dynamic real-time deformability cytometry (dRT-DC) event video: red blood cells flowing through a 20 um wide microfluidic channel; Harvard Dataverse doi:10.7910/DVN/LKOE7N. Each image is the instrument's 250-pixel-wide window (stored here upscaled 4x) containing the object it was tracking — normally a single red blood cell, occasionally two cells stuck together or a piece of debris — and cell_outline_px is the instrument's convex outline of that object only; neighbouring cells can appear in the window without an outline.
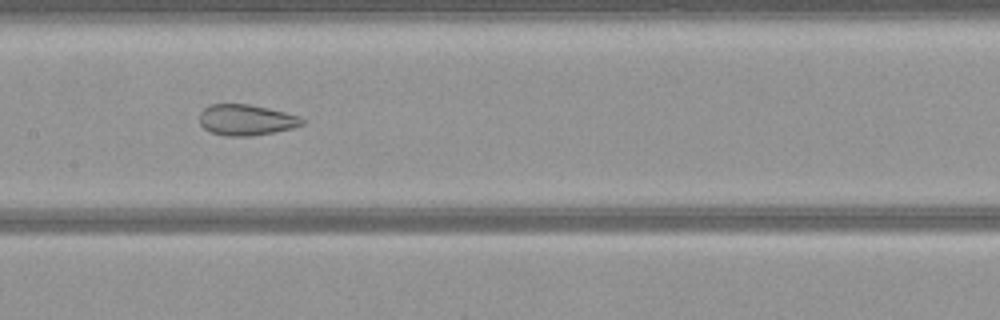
{"species": "common noctule bat (a hibernating species)", "species_latin": "Nyctalus noctula", "temperature_condition": "warm", "stored_images_in_passage": 52, "segment_of_instrument_passage": [2, 2], "camera_frame_rate_fps": 3000, "um_per_image_px": 0.085, "animal": {"sex": "female", "body_mass_g": 21.9}, "frame": {"image": 1, "passage_image": 25, "time_ms": 8.0, "image_size_px": [1000, 320], "cell_outline_px": [[304, 124], [292, 128], [252, 136], [224, 136], [212, 132], [204, 128], [200, 124], [200, 112], [208, 104], [248, 104], [284, 112], [300, 116], [304, 120]], "centroid_in_image_um": [20.9, 10.19], "position_along_channel_um": 186.5, "area_um2": 18.38}}
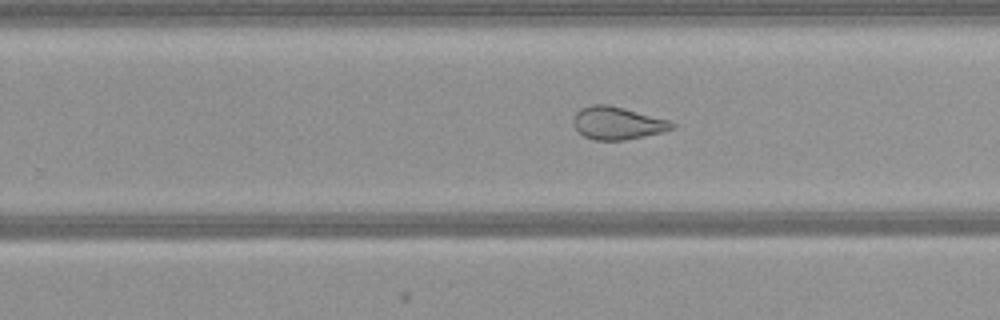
{"frame": {"image": 2, "passage_image": 32, "time_ms": 10.333, "image_size_px": [1000, 320], "cell_outline_px": [[676, 124], [672, 128], [660, 132], [644, 136], [624, 140], [592, 140], [576, 132], [572, 124], [572, 116], [580, 108], [592, 104], [608, 104], [624, 108], [668, 120]], "centroid_in_image_um": [52.38, 10.46], "position_along_channel_um": 277.4, "area_um2": 18.9}}
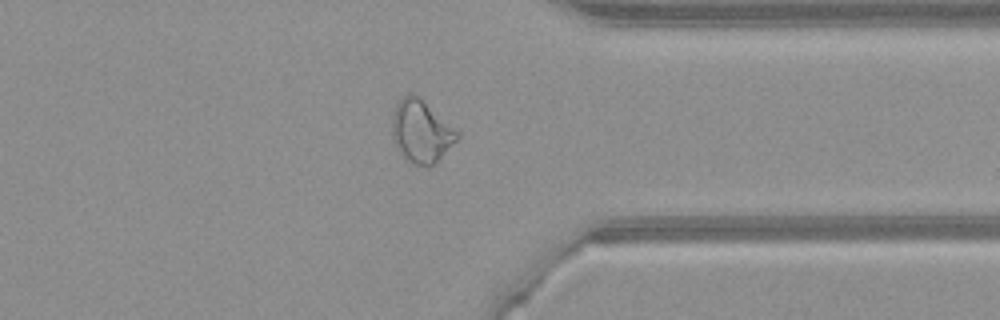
{"frame": {"image": 3, "passage_image": 40, "time_ms": 13.0, "image_size_px": [1000, 320], "cell_outline_px": [[460, 136], [432, 164], [408, 164], [404, 160], [392, 136], [392, 116], [396, 104], [408, 92], [412, 92], [420, 96], [460, 132]], "centroid_in_image_um": [35.78, 11.11], "position_along_channel_um": 375.6, "area_um2": 23.58}}